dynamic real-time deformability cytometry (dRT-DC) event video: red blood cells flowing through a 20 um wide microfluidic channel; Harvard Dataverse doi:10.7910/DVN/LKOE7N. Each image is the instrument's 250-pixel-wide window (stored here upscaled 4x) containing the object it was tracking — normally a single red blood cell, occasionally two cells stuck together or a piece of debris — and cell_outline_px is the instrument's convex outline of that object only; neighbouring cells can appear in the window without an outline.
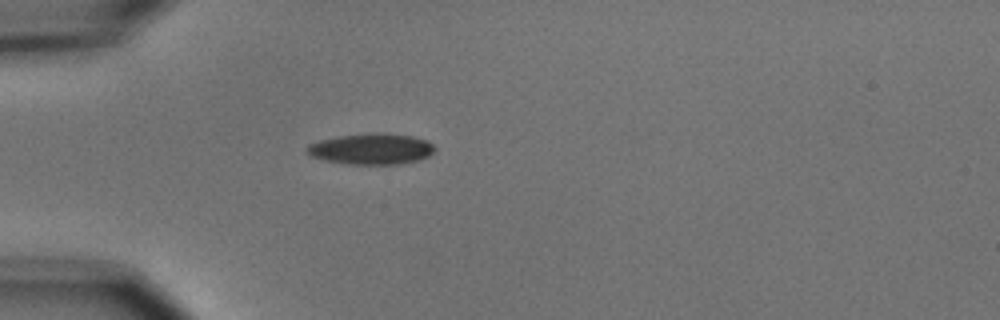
{"species": "common noctule bat (a hibernating species)", "species_latin": "Nyctalus noctula", "temperature_condition": "cold", "stored_images_in_passage": 1, "camera_frame_rate_fps": 3000, "um_per_image_px": 0.085, "animal": {"sex": "male", "body_mass_g": 15.6}, "frame": {"image": 1, "passage_image": 1, "time_ms": 0.0, "image_size_px": [1000, 320], "cell_outline_px": [[436, 148], [428, 156], [416, 160], [400, 164], [348, 164], [324, 160], [308, 156], [304, 152], [304, 148], [308, 144], [320, 140], [340, 136], [368, 132], [380, 132], [412, 136], [428, 140]], "centroid_in_image_um": [31.51, 12.65], "position_along_channel_um": 53.5, "area_um2": 23.35}}